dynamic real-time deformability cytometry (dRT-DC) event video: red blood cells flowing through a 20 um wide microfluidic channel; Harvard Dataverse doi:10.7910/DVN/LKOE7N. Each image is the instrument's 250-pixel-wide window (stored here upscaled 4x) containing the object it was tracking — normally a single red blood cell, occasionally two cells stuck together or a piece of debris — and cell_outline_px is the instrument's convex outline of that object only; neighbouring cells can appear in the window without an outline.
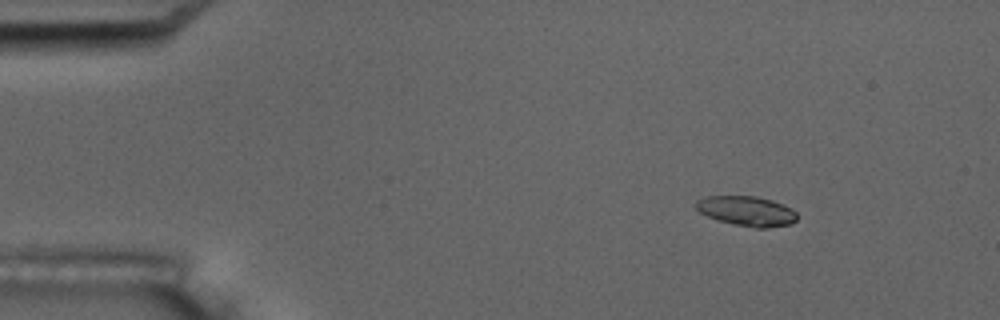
{"species": "common noctule bat (a hibernating species)", "species_latin": "Nyctalus noctula", "temperature_condition": "room temperature", "stored_images_in_passage": 10, "camera_frame_rate_fps": 3000, "um_per_image_px": 0.085, "animal": {"sex": "male", "body_mass_g": 17.5, "forearm_length_mm": 52.3}, "frame": {"image": 1, "passage_image": 2, "time_ms": 1.0, "image_size_px": [1000, 320], "cell_outline_px": [[796, 220], [792, 224], [768, 228], [756, 228], [732, 224], [708, 216], [700, 212], [692, 204], [696, 200], [708, 196], [756, 196], [772, 200], [784, 204], [792, 208], [796, 212]], "centroid_in_image_um": [63.48, 17.93], "position_along_channel_um": 21.5, "area_um2": 17.74}}